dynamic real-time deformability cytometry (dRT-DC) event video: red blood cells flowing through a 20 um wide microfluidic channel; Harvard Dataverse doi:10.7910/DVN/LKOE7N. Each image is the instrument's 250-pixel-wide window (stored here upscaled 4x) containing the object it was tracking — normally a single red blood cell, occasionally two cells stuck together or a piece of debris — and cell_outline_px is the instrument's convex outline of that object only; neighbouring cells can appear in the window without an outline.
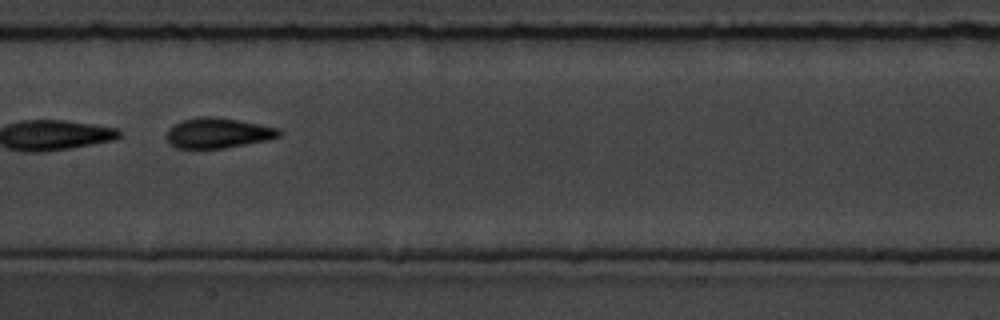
{"species": "common noctule bat (a hibernating species)", "species_latin": "Nyctalus noctula", "temperature_condition": "room temperature", "stored_images_in_passage": 8, "camera_frame_rate_fps": 3000, "um_per_image_px": 0.085, "animal": {"sex": "male", "body_mass_g": 19.5, "forearm_length_mm": 54.6}, "frame": {"image": 1, "passage_image": 5, "time_ms": 4.667, "image_size_px": [1000, 320], "cell_outline_px": [[284, 132], [280, 136], [268, 140], [224, 148], [176, 148], [168, 144], [164, 136], [168, 128], [172, 124], [180, 120], [196, 116], [212, 116], [236, 120], [280, 128]], "centroid_in_image_um": [18.46, 11.3], "position_along_channel_um": 188.9, "area_um2": 20.23}}